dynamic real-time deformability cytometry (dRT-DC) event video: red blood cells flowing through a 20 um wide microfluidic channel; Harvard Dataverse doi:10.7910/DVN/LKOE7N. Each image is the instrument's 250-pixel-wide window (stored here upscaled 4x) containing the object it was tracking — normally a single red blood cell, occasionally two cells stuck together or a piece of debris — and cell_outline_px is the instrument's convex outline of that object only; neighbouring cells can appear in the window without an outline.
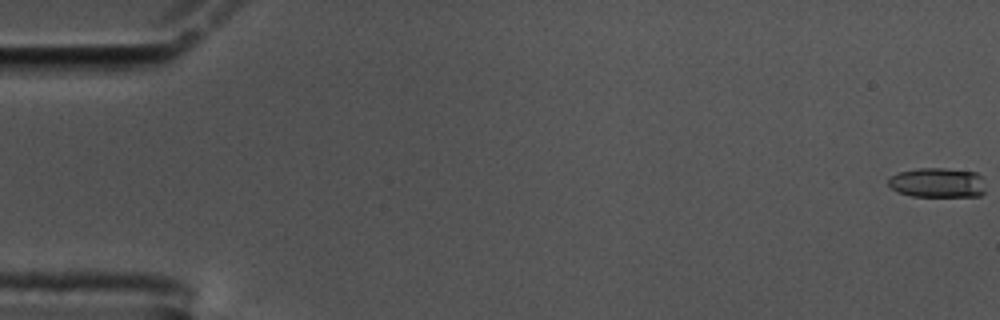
{"species": "common noctule bat (a hibernating species)", "species_latin": "Nyctalus noctula", "temperature_condition": "cold", "stored_images_in_passage": 59, "camera_frame_rate_fps": 3000, "um_per_image_px": 0.085, "animal": {"sex": "male", "body_mass_g": 17.5, "forearm_length_mm": 52.3}, "frame": {"image": 1, "passage_image": 1, "time_ms": 0.0, "image_size_px": [1000, 320], "cell_outline_px": [[984, 192], [980, 196], [912, 196], [896, 192], [888, 184], [888, 180], [892, 176], [900, 172], [920, 168], [944, 168], [976, 172], [980, 176], [984, 188]], "centroid_in_image_um": [79.67, 15.53], "position_along_channel_um": 5.3, "area_um2": 16.7}}
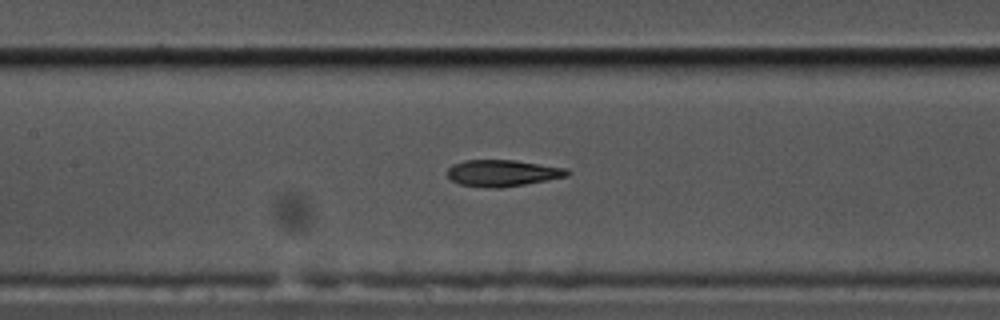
{"frame": {"image": 2, "passage_image": 28, "time_ms": 9.0, "image_size_px": [1000, 320], "cell_outline_px": [[572, 172], [568, 176], [548, 180], [500, 188], [492, 188], [460, 184], [452, 180], [448, 176], [448, 168], [452, 164], [464, 160], [516, 160], [568, 168]], "centroid_in_image_um": [42.76, 14.7], "position_along_channel_um": 164.6, "area_um2": 18.61}}
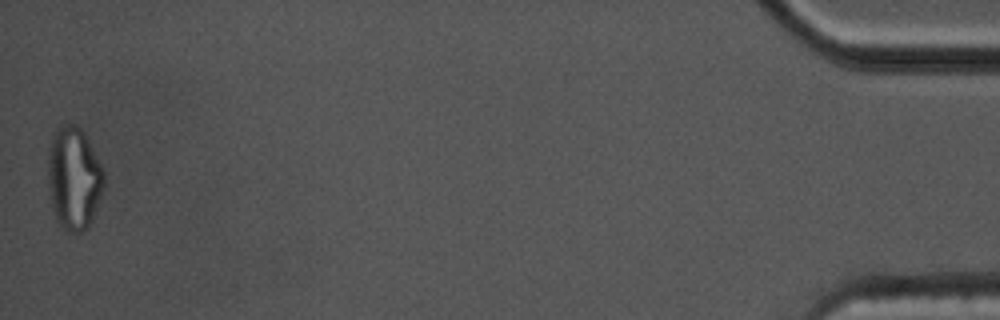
{"frame": {"image": 3, "passage_image": 59, "time_ms": 19.333, "image_size_px": [1000, 320], "cell_outline_px": [[104, 188], [100, 200], [88, 228], [80, 232], [64, 232], [60, 228], [56, 220], [52, 204], [48, 180], [48, 148], [52, 136], [56, 128], [60, 124], [72, 124], [80, 128], [84, 132], [104, 172]], "centroid_in_image_um": [6.27, 15.17], "position_along_channel_um": 428.9, "area_um2": 33.76}, "authors_computed_cell_mechanics": {"area_um2": 18.7272, "velocity_mm_per_s": 3.4679, "shape_relaxation_time_tau1_ms": null, "shape_relaxation_time_tau2_ms": 3.1902, "deformation_change_tau1": null, "deformation_change_tau2": 0.1307}}